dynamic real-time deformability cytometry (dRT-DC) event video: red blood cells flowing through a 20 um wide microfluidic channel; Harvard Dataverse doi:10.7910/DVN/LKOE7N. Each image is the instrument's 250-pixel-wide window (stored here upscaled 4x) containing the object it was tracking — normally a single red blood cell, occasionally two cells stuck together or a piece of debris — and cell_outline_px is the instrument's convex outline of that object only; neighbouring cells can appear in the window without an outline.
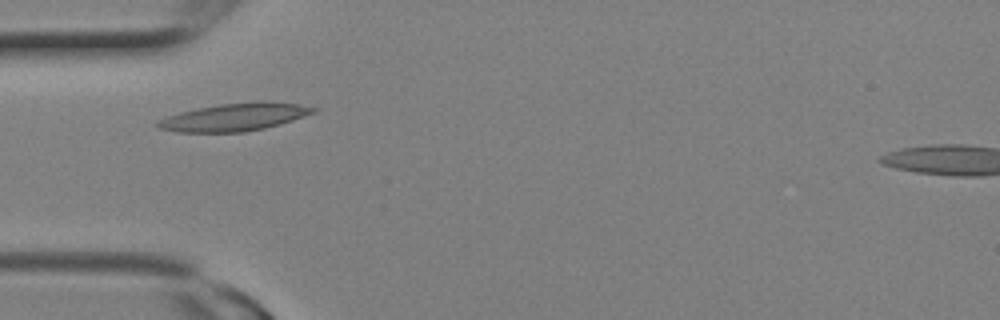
{"species": "Egyptian fruit bat (a non-hibernating species)", "species_latin": "Rousettus aegyptiacus", "temperature_condition": "room temperature", "stored_images_in_passage": 11, "camera_frame_rate_fps": 3000, "um_per_image_px": 0.085, "animal": {"sex": "female"}, "frame": {"image": 1, "passage_image": 4, "time_ms": 1.0, "image_size_px": [1000, 320], "cell_outline_px": [[320, 108], [316, 112], [280, 124], [264, 128], [244, 132], [176, 132], [160, 128], [156, 124], [156, 120], [180, 112], [220, 104], [260, 100], [272, 100], [300, 104]], "centroid_in_image_um": [20.0, 9.93], "position_along_channel_um": 65.0, "area_um2": 25.32}}
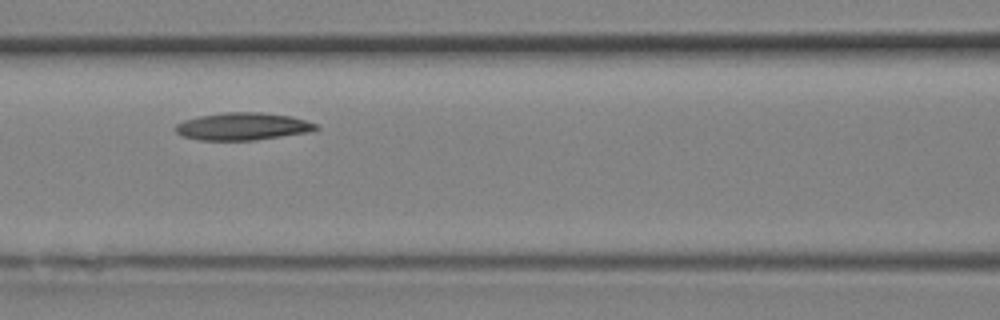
{"frame": {"image": 2, "passage_image": 7, "time_ms": 2.0, "image_size_px": [1000, 320], "cell_outline_px": [[320, 128], [312, 132], [256, 140], [200, 140], [180, 136], [172, 128], [176, 124], [184, 120], [200, 116], [224, 112], [260, 112], [292, 116], [316, 124]], "centroid_in_image_um": [20.62, 10.75], "position_along_channel_um": 146.0, "area_um2": 22.72}}